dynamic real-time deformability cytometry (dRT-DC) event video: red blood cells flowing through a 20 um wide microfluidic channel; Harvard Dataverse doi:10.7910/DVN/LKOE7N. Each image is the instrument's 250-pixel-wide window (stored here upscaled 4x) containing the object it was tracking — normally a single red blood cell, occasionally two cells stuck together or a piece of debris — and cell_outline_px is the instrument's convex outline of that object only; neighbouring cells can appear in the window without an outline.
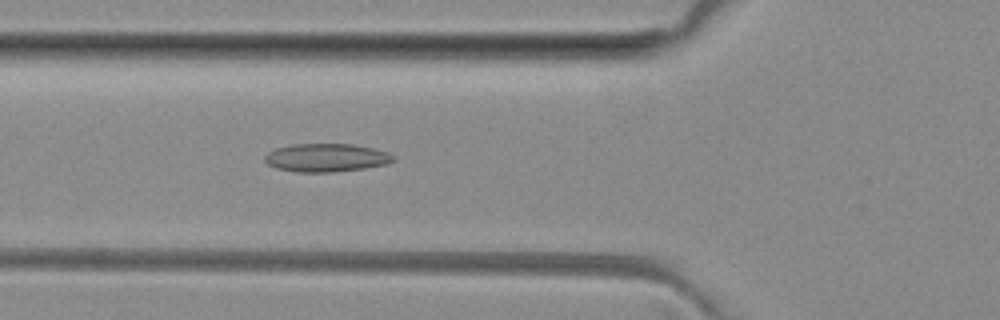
{"species": "common noctule bat (a hibernating species)", "species_latin": "Nyctalus noctula", "temperature_condition": "room temperature", "stored_images_in_passage": 5, "camera_frame_rate_fps": 3000, "um_per_image_px": 0.085, "animal": {"sex": "female", "body_mass_g": 29.2, "forearm_length_mm": 56.3}, "frame": {"image": 1, "passage_image": 5, "time_ms": 4.667, "image_size_px": [1000, 320], "cell_outline_px": [[396, 160], [388, 164], [364, 168], [332, 172], [296, 172], [276, 168], [268, 164], [264, 160], [264, 156], [268, 152], [276, 148], [292, 144], [352, 144], [372, 148], [388, 152], [396, 156]], "centroid_in_image_um": [27.75, 13.4], "position_along_channel_um": 98.0, "area_um2": 21.27}}